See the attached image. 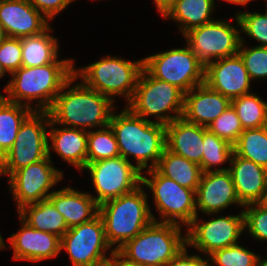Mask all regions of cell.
I'll return each mask as SVG.
<instances>
[{
    "mask_svg": "<svg viewBox=\"0 0 267 266\" xmlns=\"http://www.w3.org/2000/svg\"><path fill=\"white\" fill-rule=\"evenodd\" d=\"M111 248L99 215L89 222L69 228L61 237L60 249H65L69 254L72 266H109L116 252Z\"/></svg>",
    "mask_w": 267,
    "mask_h": 266,
    "instance_id": "obj_11",
    "label": "cell"
},
{
    "mask_svg": "<svg viewBox=\"0 0 267 266\" xmlns=\"http://www.w3.org/2000/svg\"><path fill=\"white\" fill-rule=\"evenodd\" d=\"M176 1L177 0H154L153 2L156 4V8L162 17Z\"/></svg>",
    "mask_w": 267,
    "mask_h": 266,
    "instance_id": "obj_42",
    "label": "cell"
},
{
    "mask_svg": "<svg viewBox=\"0 0 267 266\" xmlns=\"http://www.w3.org/2000/svg\"><path fill=\"white\" fill-rule=\"evenodd\" d=\"M2 160H3V155L0 153V165L2 163Z\"/></svg>",
    "mask_w": 267,
    "mask_h": 266,
    "instance_id": "obj_50",
    "label": "cell"
},
{
    "mask_svg": "<svg viewBox=\"0 0 267 266\" xmlns=\"http://www.w3.org/2000/svg\"><path fill=\"white\" fill-rule=\"evenodd\" d=\"M142 174V185L152 193L159 219L156 222L175 223L187 227L197 216L196 191L179 185L156 168Z\"/></svg>",
    "mask_w": 267,
    "mask_h": 266,
    "instance_id": "obj_8",
    "label": "cell"
},
{
    "mask_svg": "<svg viewBox=\"0 0 267 266\" xmlns=\"http://www.w3.org/2000/svg\"><path fill=\"white\" fill-rule=\"evenodd\" d=\"M235 190L243 205L257 203L267 189V169L234 152L229 162Z\"/></svg>",
    "mask_w": 267,
    "mask_h": 266,
    "instance_id": "obj_22",
    "label": "cell"
},
{
    "mask_svg": "<svg viewBox=\"0 0 267 266\" xmlns=\"http://www.w3.org/2000/svg\"><path fill=\"white\" fill-rule=\"evenodd\" d=\"M7 38L4 28L0 24V44Z\"/></svg>",
    "mask_w": 267,
    "mask_h": 266,
    "instance_id": "obj_47",
    "label": "cell"
},
{
    "mask_svg": "<svg viewBox=\"0 0 267 266\" xmlns=\"http://www.w3.org/2000/svg\"><path fill=\"white\" fill-rule=\"evenodd\" d=\"M215 5L214 0H177L162 18L176 22L183 36L193 28L214 21L212 13Z\"/></svg>",
    "mask_w": 267,
    "mask_h": 266,
    "instance_id": "obj_25",
    "label": "cell"
},
{
    "mask_svg": "<svg viewBox=\"0 0 267 266\" xmlns=\"http://www.w3.org/2000/svg\"><path fill=\"white\" fill-rule=\"evenodd\" d=\"M187 245L183 247V249L173 258L171 259L165 266H209L208 257L202 258L200 255L196 254H188Z\"/></svg>",
    "mask_w": 267,
    "mask_h": 266,
    "instance_id": "obj_41",
    "label": "cell"
},
{
    "mask_svg": "<svg viewBox=\"0 0 267 266\" xmlns=\"http://www.w3.org/2000/svg\"><path fill=\"white\" fill-rule=\"evenodd\" d=\"M233 151L267 169V126L244 129L233 145Z\"/></svg>",
    "mask_w": 267,
    "mask_h": 266,
    "instance_id": "obj_30",
    "label": "cell"
},
{
    "mask_svg": "<svg viewBox=\"0 0 267 266\" xmlns=\"http://www.w3.org/2000/svg\"><path fill=\"white\" fill-rule=\"evenodd\" d=\"M243 129L267 126V102L255 93H249L231 100Z\"/></svg>",
    "mask_w": 267,
    "mask_h": 266,
    "instance_id": "obj_31",
    "label": "cell"
},
{
    "mask_svg": "<svg viewBox=\"0 0 267 266\" xmlns=\"http://www.w3.org/2000/svg\"><path fill=\"white\" fill-rule=\"evenodd\" d=\"M47 158L13 172L8 178L11 191L17 205V211L23 206L48 199L50 190L63 180V171L53 166Z\"/></svg>",
    "mask_w": 267,
    "mask_h": 266,
    "instance_id": "obj_15",
    "label": "cell"
},
{
    "mask_svg": "<svg viewBox=\"0 0 267 266\" xmlns=\"http://www.w3.org/2000/svg\"><path fill=\"white\" fill-rule=\"evenodd\" d=\"M265 5H266V9H265V12L267 13V1H266V4H265Z\"/></svg>",
    "mask_w": 267,
    "mask_h": 266,
    "instance_id": "obj_51",
    "label": "cell"
},
{
    "mask_svg": "<svg viewBox=\"0 0 267 266\" xmlns=\"http://www.w3.org/2000/svg\"><path fill=\"white\" fill-rule=\"evenodd\" d=\"M111 266H148L144 264H137L130 261H112Z\"/></svg>",
    "mask_w": 267,
    "mask_h": 266,
    "instance_id": "obj_43",
    "label": "cell"
},
{
    "mask_svg": "<svg viewBox=\"0 0 267 266\" xmlns=\"http://www.w3.org/2000/svg\"><path fill=\"white\" fill-rule=\"evenodd\" d=\"M73 75L56 96L49 110L51 119L60 126L91 131L109 126L112 113L118 109L108 96L87 87ZM68 89V90H67Z\"/></svg>",
    "mask_w": 267,
    "mask_h": 266,
    "instance_id": "obj_2",
    "label": "cell"
},
{
    "mask_svg": "<svg viewBox=\"0 0 267 266\" xmlns=\"http://www.w3.org/2000/svg\"><path fill=\"white\" fill-rule=\"evenodd\" d=\"M8 72L5 70V68L1 65L0 62V78L5 76V74H7Z\"/></svg>",
    "mask_w": 267,
    "mask_h": 266,
    "instance_id": "obj_49",
    "label": "cell"
},
{
    "mask_svg": "<svg viewBox=\"0 0 267 266\" xmlns=\"http://www.w3.org/2000/svg\"><path fill=\"white\" fill-rule=\"evenodd\" d=\"M147 194L141 184L129 193L99 205V216L104 224L105 237L114 251L133 239L152 221H156Z\"/></svg>",
    "mask_w": 267,
    "mask_h": 266,
    "instance_id": "obj_4",
    "label": "cell"
},
{
    "mask_svg": "<svg viewBox=\"0 0 267 266\" xmlns=\"http://www.w3.org/2000/svg\"><path fill=\"white\" fill-rule=\"evenodd\" d=\"M0 62L9 75L22 66L21 38L7 37L0 44Z\"/></svg>",
    "mask_w": 267,
    "mask_h": 266,
    "instance_id": "obj_39",
    "label": "cell"
},
{
    "mask_svg": "<svg viewBox=\"0 0 267 266\" xmlns=\"http://www.w3.org/2000/svg\"><path fill=\"white\" fill-rule=\"evenodd\" d=\"M112 113L109 126L114 132L120 155L142 170L156 168L166 148V126L133 114L126 106Z\"/></svg>",
    "mask_w": 267,
    "mask_h": 266,
    "instance_id": "obj_3",
    "label": "cell"
},
{
    "mask_svg": "<svg viewBox=\"0 0 267 266\" xmlns=\"http://www.w3.org/2000/svg\"><path fill=\"white\" fill-rule=\"evenodd\" d=\"M204 83L230 100L251 93V79L239 54L208 64Z\"/></svg>",
    "mask_w": 267,
    "mask_h": 266,
    "instance_id": "obj_17",
    "label": "cell"
},
{
    "mask_svg": "<svg viewBox=\"0 0 267 266\" xmlns=\"http://www.w3.org/2000/svg\"><path fill=\"white\" fill-rule=\"evenodd\" d=\"M5 240H4V238L2 237V235H1V233H0V249H7V246H6V244H5V242H4Z\"/></svg>",
    "mask_w": 267,
    "mask_h": 266,
    "instance_id": "obj_48",
    "label": "cell"
},
{
    "mask_svg": "<svg viewBox=\"0 0 267 266\" xmlns=\"http://www.w3.org/2000/svg\"><path fill=\"white\" fill-rule=\"evenodd\" d=\"M21 229L8 237L9 246L13 249L14 260L40 262L57 257L60 252L61 238L55 234L36 230L20 217Z\"/></svg>",
    "mask_w": 267,
    "mask_h": 266,
    "instance_id": "obj_18",
    "label": "cell"
},
{
    "mask_svg": "<svg viewBox=\"0 0 267 266\" xmlns=\"http://www.w3.org/2000/svg\"><path fill=\"white\" fill-rule=\"evenodd\" d=\"M257 266H267V257L264 258L259 255L257 260Z\"/></svg>",
    "mask_w": 267,
    "mask_h": 266,
    "instance_id": "obj_46",
    "label": "cell"
},
{
    "mask_svg": "<svg viewBox=\"0 0 267 266\" xmlns=\"http://www.w3.org/2000/svg\"><path fill=\"white\" fill-rule=\"evenodd\" d=\"M17 212L25 223L36 230L49 232L60 238L68 230L63 215L56 210L49 199L25 205Z\"/></svg>",
    "mask_w": 267,
    "mask_h": 266,
    "instance_id": "obj_26",
    "label": "cell"
},
{
    "mask_svg": "<svg viewBox=\"0 0 267 266\" xmlns=\"http://www.w3.org/2000/svg\"><path fill=\"white\" fill-rule=\"evenodd\" d=\"M0 24L7 37L38 35L49 26V20L27 0H0Z\"/></svg>",
    "mask_w": 267,
    "mask_h": 266,
    "instance_id": "obj_19",
    "label": "cell"
},
{
    "mask_svg": "<svg viewBox=\"0 0 267 266\" xmlns=\"http://www.w3.org/2000/svg\"><path fill=\"white\" fill-rule=\"evenodd\" d=\"M181 225L152 221L116 252L113 261L165 266L186 246Z\"/></svg>",
    "mask_w": 267,
    "mask_h": 266,
    "instance_id": "obj_5",
    "label": "cell"
},
{
    "mask_svg": "<svg viewBox=\"0 0 267 266\" xmlns=\"http://www.w3.org/2000/svg\"><path fill=\"white\" fill-rule=\"evenodd\" d=\"M35 9H37L49 21L53 20L58 13L64 11L73 0H27Z\"/></svg>",
    "mask_w": 267,
    "mask_h": 266,
    "instance_id": "obj_40",
    "label": "cell"
},
{
    "mask_svg": "<svg viewBox=\"0 0 267 266\" xmlns=\"http://www.w3.org/2000/svg\"><path fill=\"white\" fill-rule=\"evenodd\" d=\"M207 129L232 145L238 141L240 134L244 130L232 105L210 123Z\"/></svg>",
    "mask_w": 267,
    "mask_h": 266,
    "instance_id": "obj_36",
    "label": "cell"
},
{
    "mask_svg": "<svg viewBox=\"0 0 267 266\" xmlns=\"http://www.w3.org/2000/svg\"><path fill=\"white\" fill-rule=\"evenodd\" d=\"M244 227L252 238L267 241V209L258 203L244 205Z\"/></svg>",
    "mask_w": 267,
    "mask_h": 266,
    "instance_id": "obj_38",
    "label": "cell"
},
{
    "mask_svg": "<svg viewBox=\"0 0 267 266\" xmlns=\"http://www.w3.org/2000/svg\"><path fill=\"white\" fill-rule=\"evenodd\" d=\"M231 205L242 209L229 170L203 172L196 190V211L202 214L220 213Z\"/></svg>",
    "mask_w": 267,
    "mask_h": 266,
    "instance_id": "obj_16",
    "label": "cell"
},
{
    "mask_svg": "<svg viewBox=\"0 0 267 266\" xmlns=\"http://www.w3.org/2000/svg\"><path fill=\"white\" fill-rule=\"evenodd\" d=\"M59 211L69 228L89 222L99 215V204L90 192H82L73 187L54 190L48 197Z\"/></svg>",
    "mask_w": 267,
    "mask_h": 266,
    "instance_id": "obj_23",
    "label": "cell"
},
{
    "mask_svg": "<svg viewBox=\"0 0 267 266\" xmlns=\"http://www.w3.org/2000/svg\"><path fill=\"white\" fill-rule=\"evenodd\" d=\"M126 107L147 121L166 126L182 117L184 92L173 84L154 78L143 67L133 97ZM150 116L154 119L150 120Z\"/></svg>",
    "mask_w": 267,
    "mask_h": 266,
    "instance_id": "obj_6",
    "label": "cell"
},
{
    "mask_svg": "<svg viewBox=\"0 0 267 266\" xmlns=\"http://www.w3.org/2000/svg\"><path fill=\"white\" fill-rule=\"evenodd\" d=\"M236 25L227 19H217L193 28L183 35L186 44L206 67L216 59L238 54L241 43L240 23L235 13Z\"/></svg>",
    "mask_w": 267,
    "mask_h": 266,
    "instance_id": "obj_12",
    "label": "cell"
},
{
    "mask_svg": "<svg viewBox=\"0 0 267 266\" xmlns=\"http://www.w3.org/2000/svg\"><path fill=\"white\" fill-rule=\"evenodd\" d=\"M241 34V43L238 54L244 62V66L249 74L251 81L267 80V47L252 46L248 47Z\"/></svg>",
    "mask_w": 267,
    "mask_h": 266,
    "instance_id": "obj_35",
    "label": "cell"
},
{
    "mask_svg": "<svg viewBox=\"0 0 267 266\" xmlns=\"http://www.w3.org/2000/svg\"><path fill=\"white\" fill-rule=\"evenodd\" d=\"M84 170L90 174L97 193L92 197L99 205L129 193L142 184V173L133 162L122 156L88 163Z\"/></svg>",
    "mask_w": 267,
    "mask_h": 266,
    "instance_id": "obj_14",
    "label": "cell"
},
{
    "mask_svg": "<svg viewBox=\"0 0 267 266\" xmlns=\"http://www.w3.org/2000/svg\"><path fill=\"white\" fill-rule=\"evenodd\" d=\"M142 69L143 59L130 61L108 55L79 69L74 68V75L87 87L113 101L114 97L123 96L128 103L133 97Z\"/></svg>",
    "mask_w": 267,
    "mask_h": 266,
    "instance_id": "obj_7",
    "label": "cell"
},
{
    "mask_svg": "<svg viewBox=\"0 0 267 266\" xmlns=\"http://www.w3.org/2000/svg\"><path fill=\"white\" fill-rule=\"evenodd\" d=\"M74 62L72 58H57L43 66H21L9 75L11 79L3 90L6 96L0 94L6 100L34 111H49L64 84L74 75Z\"/></svg>",
    "mask_w": 267,
    "mask_h": 266,
    "instance_id": "obj_1",
    "label": "cell"
},
{
    "mask_svg": "<svg viewBox=\"0 0 267 266\" xmlns=\"http://www.w3.org/2000/svg\"><path fill=\"white\" fill-rule=\"evenodd\" d=\"M233 152L232 144L204 127L202 172L229 170L218 166L230 162Z\"/></svg>",
    "mask_w": 267,
    "mask_h": 266,
    "instance_id": "obj_32",
    "label": "cell"
},
{
    "mask_svg": "<svg viewBox=\"0 0 267 266\" xmlns=\"http://www.w3.org/2000/svg\"><path fill=\"white\" fill-rule=\"evenodd\" d=\"M156 169L188 189L197 190L202 170L200 165L164 149Z\"/></svg>",
    "mask_w": 267,
    "mask_h": 266,
    "instance_id": "obj_28",
    "label": "cell"
},
{
    "mask_svg": "<svg viewBox=\"0 0 267 266\" xmlns=\"http://www.w3.org/2000/svg\"><path fill=\"white\" fill-rule=\"evenodd\" d=\"M50 118L48 127V156L55 152L62 161L83 171L87 164L88 131L61 126ZM51 142V144H50Z\"/></svg>",
    "mask_w": 267,
    "mask_h": 266,
    "instance_id": "obj_21",
    "label": "cell"
},
{
    "mask_svg": "<svg viewBox=\"0 0 267 266\" xmlns=\"http://www.w3.org/2000/svg\"><path fill=\"white\" fill-rule=\"evenodd\" d=\"M236 15L240 23V33L260 43L257 46L267 47V13L240 11Z\"/></svg>",
    "mask_w": 267,
    "mask_h": 266,
    "instance_id": "obj_37",
    "label": "cell"
},
{
    "mask_svg": "<svg viewBox=\"0 0 267 266\" xmlns=\"http://www.w3.org/2000/svg\"><path fill=\"white\" fill-rule=\"evenodd\" d=\"M204 126L183 117L166 125V149L200 165L202 170Z\"/></svg>",
    "mask_w": 267,
    "mask_h": 266,
    "instance_id": "obj_24",
    "label": "cell"
},
{
    "mask_svg": "<svg viewBox=\"0 0 267 266\" xmlns=\"http://www.w3.org/2000/svg\"><path fill=\"white\" fill-rule=\"evenodd\" d=\"M230 105L229 98L210 89L204 83L184 93L182 117L190 123L208 127Z\"/></svg>",
    "mask_w": 267,
    "mask_h": 266,
    "instance_id": "obj_20",
    "label": "cell"
},
{
    "mask_svg": "<svg viewBox=\"0 0 267 266\" xmlns=\"http://www.w3.org/2000/svg\"><path fill=\"white\" fill-rule=\"evenodd\" d=\"M260 206L264 207L267 209V189L264 191L262 194L261 199L257 202Z\"/></svg>",
    "mask_w": 267,
    "mask_h": 266,
    "instance_id": "obj_45",
    "label": "cell"
},
{
    "mask_svg": "<svg viewBox=\"0 0 267 266\" xmlns=\"http://www.w3.org/2000/svg\"><path fill=\"white\" fill-rule=\"evenodd\" d=\"M214 214L209 220L199 219L197 215L186 227V245L208 257L214 251L239 243L244 227L243 210L236 215L220 216Z\"/></svg>",
    "mask_w": 267,
    "mask_h": 266,
    "instance_id": "obj_13",
    "label": "cell"
},
{
    "mask_svg": "<svg viewBox=\"0 0 267 266\" xmlns=\"http://www.w3.org/2000/svg\"><path fill=\"white\" fill-rule=\"evenodd\" d=\"M121 156L113 130L110 126L88 131L87 164Z\"/></svg>",
    "mask_w": 267,
    "mask_h": 266,
    "instance_id": "obj_33",
    "label": "cell"
},
{
    "mask_svg": "<svg viewBox=\"0 0 267 266\" xmlns=\"http://www.w3.org/2000/svg\"><path fill=\"white\" fill-rule=\"evenodd\" d=\"M49 111H33L21 124L12 147L4 154L0 176L13 172L48 157Z\"/></svg>",
    "mask_w": 267,
    "mask_h": 266,
    "instance_id": "obj_9",
    "label": "cell"
},
{
    "mask_svg": "<svg viewBox=\"0 0 267 266\" xmlns=\"http://www.w3.org/2000/svg\"><path fill=\"white\" fill-rule=\"evenodd\" d=\"M51 25L38 35L21 38L22 66L35 67L53 63L58 57V38L51 35Z\"/></svg>",
    "mask_w": 267,
    "mask_h": 266,
    "instance_id": "obj_27",
    "label": "cell"
},
{
    "mask_svg": "<svg viewBox=\"0 0 267 266\" xmlns=\"http://www.w3.org/2000/svg\"><path fill=\"white\" fill-rule=\"evenodd\" d=\"M27 106L10 102L0 94V153L12 147L24 120L33 112Z\"/></svg>",
    "mask_w": 267,
    "mask_h": 266,
    "instance_id": "obj_29",
    "label": "cell"
},
{
    "mask_svg": "<svg viewBox=\"0 0 267 266\" xmlns=\"http://www.w3.org/2000/svg\"><path fill=\"white\" fill-rule=\"evenodd\" d=\"M258 256L256 252L237 243L214 251L208 256V263L209 266L213 263L217 266H257Z\"/></svg>",
    "mask_w": 267,
    "mask_h": 266,
    "instance_id": "obj_34",
    "label": "cell"
},
{
    "mask_svg": "<svg viewBox=\"0 0 267 266\" xmlns=\"http://www.w3.org/2000/svg\"><path fill=\"white\" fill-rule=\"evenodd\" d=\"M222 1H226L227 3L229 2L230 4H235V5H241V6H246L248 3H250V1H254V0H222Z\"/></svg>",
    "mask_w": 267,
    "mask_h": 266,
    "instance_id": "obj_44",
    "label": "cell"
},
{
    "mask_svg": "<svg viewBox=\"0 0 267 266\" xmlns=\"http://www.w3.org/2000/svg\"><path fill=\"white\" fill-rule=\"evenodd\" d=\"M143 67L154 78L173 84L184 93L205 82V66L187 44L144 57Z\"/></svg>",
    "mask_w": 267,
    "mask_h": 266,
    "instance_id": "obj_10",
    "label": "cell"
}]
</instances>
